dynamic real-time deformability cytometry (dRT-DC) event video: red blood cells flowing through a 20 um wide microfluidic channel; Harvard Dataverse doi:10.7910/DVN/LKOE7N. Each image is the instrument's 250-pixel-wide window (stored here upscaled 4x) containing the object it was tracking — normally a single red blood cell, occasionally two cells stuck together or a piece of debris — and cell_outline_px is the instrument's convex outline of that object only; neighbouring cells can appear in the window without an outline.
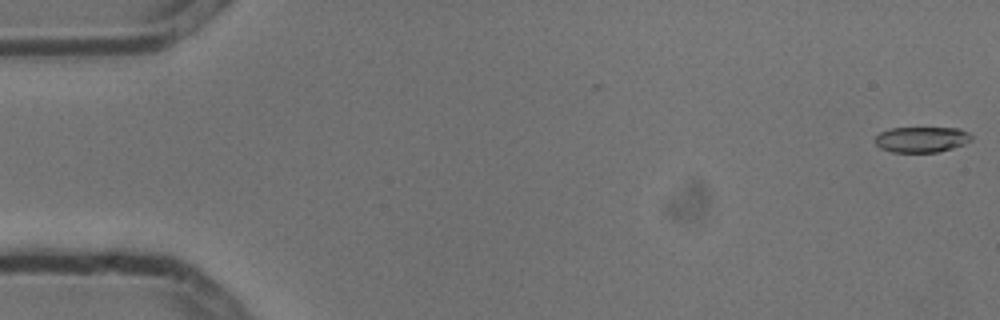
{"species": "common noctule bat (a hibernating species)", "species_latin": "Nyctalus noctula", "temperature_condition": "cold", "stored_images_in_passage": 4, "camera_frame_rate_fps": 3000, "um_per_image_px": 0.085, "animal": {"sex": "male", "body_mass_g": 13.3}, "frame": {"image": 1, "passage_image": 1, "time_ms": 0.0, "image_size_px": [1000, 320], "cell_outline_px": [[972, 140], [964, 144], [952, 148], [936, 152], [892, 152], [880, 148], [872, 140], [880, 132], [892, 128], [960, 128], [968, 132], [972, 136]], "centroid_in_image_um": [78.32, 11.85], "position_along_channel_um": 6.7, "area_um2": 14.45}}